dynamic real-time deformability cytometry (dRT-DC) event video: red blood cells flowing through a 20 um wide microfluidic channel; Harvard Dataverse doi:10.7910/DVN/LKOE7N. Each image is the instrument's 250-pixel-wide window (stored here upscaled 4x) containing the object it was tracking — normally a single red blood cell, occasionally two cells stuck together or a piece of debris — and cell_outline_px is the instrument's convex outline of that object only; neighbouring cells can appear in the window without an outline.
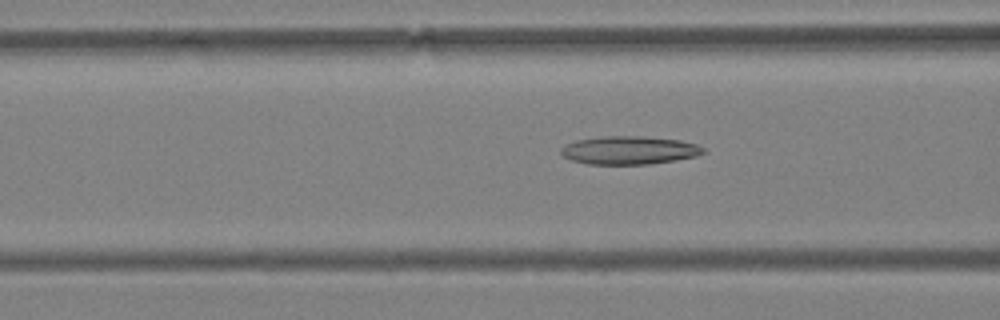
{"species": "Egyptian fruit bat (a non-hibernating species)", "species_latin": "Rousettus aegyptiacus", "temperature_condition": "warm", "stored_images_in_passage": 40, "camera_frame_rate_fps": 3000, "um_per_image_px": 0.085, "animal": {"sex": "female"}, "frame": {"image": 1, "passage_image": 7, "time_ms": 2.0, "image_size_px": [1000, 320], "cell_outline_px": [[704, 152], [696, 156], [676, 160], [648, 164], [588, 164], [572, 160], [564, 156], [560, 152], [560, 148], [564, 144], [576, 140], [604, 136], [640, 136], [680, 140], [696, 144], [704, 148]], "centroid_in_image_um": [53.45, 12.77], "position_along_channel_um": 113.1, "area_um2": 23.35}}
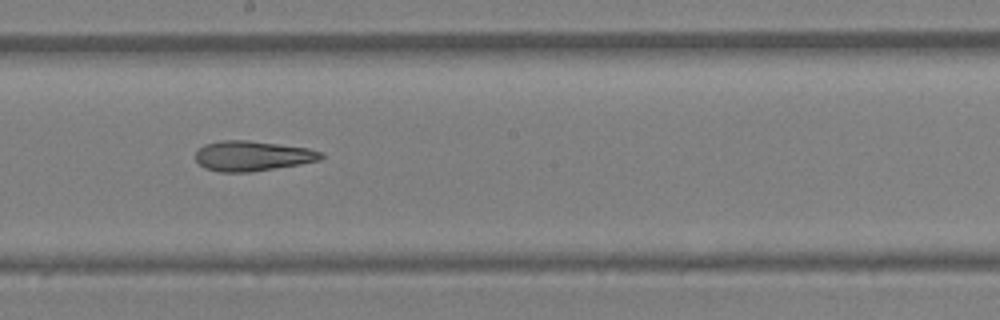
{"frame": {"image": 2, "passage_image": 16, "time_ms": 5.0, "image_size_px": [1000, 320], "cell_outline_px": [[324, 156], [320, 160], [300, 164], [252, 172], [220, 172], [204, 168], [196, 160], [196, 152], [204, 144], [220, 140], [248, 140], [308, 148], [324, 152]], "centroid_in_image_um": [21.46, 13.25], "position_along_channel_um": 226.7, "area_um2": 22.08}}
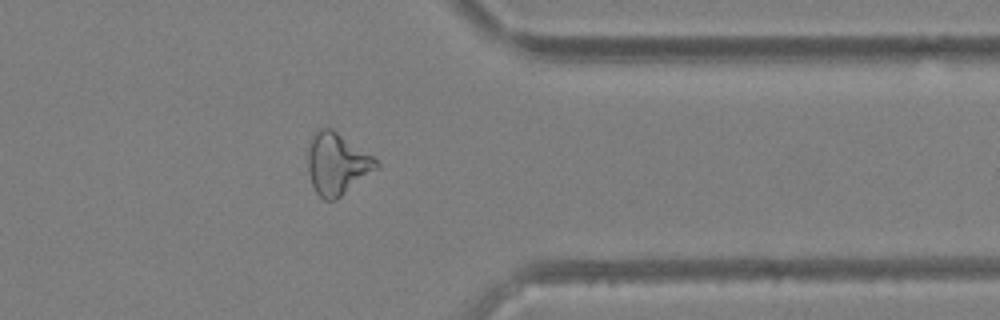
{"frame": {"image": 3, "passage_image": 29, "time_ms": 9.333, "image_size_px": [1000, 320], "cell_outline_px": [[380, 164], [376, 168], [336, 200], [324, 200], [316, 192], [312, 184], [308, 168], [308, 140], [320, 128], [332, 128], [372, 156]], "centroid_in_image_um": [28.6, 13.91], "position_along_channel_um": 382.8, "area_um2": 24.16}, "authors_computed_cell_mechanics": {"area_um2": 23.1489, "velocity_mm_per_s": 3.7848, "shape_relaxation_time_tau1_ms": null, "shape_relaxation_time_tau2_ms": 2.7789, "deformation_change_tau1": null, "deformation_change_tau2": 0.1307}}